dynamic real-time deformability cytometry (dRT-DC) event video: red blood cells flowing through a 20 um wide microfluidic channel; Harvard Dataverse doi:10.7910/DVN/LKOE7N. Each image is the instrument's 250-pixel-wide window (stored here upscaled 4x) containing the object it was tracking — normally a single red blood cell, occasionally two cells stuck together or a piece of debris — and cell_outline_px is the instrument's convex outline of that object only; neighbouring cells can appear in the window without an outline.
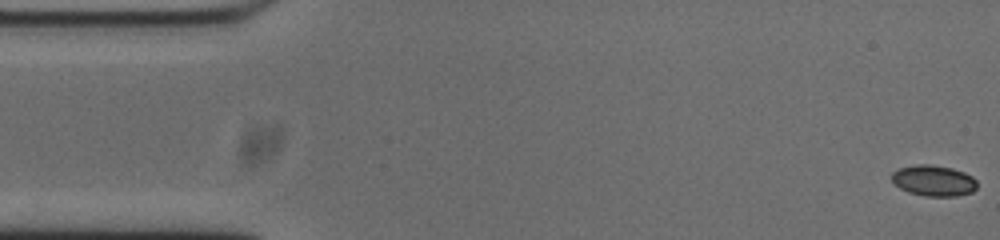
{"species": "common noctule bat (a hibernating species)", "species_latin": "Nyctalus noctula", "temperature_condition": "cold", "stored_images_in_passage": 54, "camera_frame_rate_fps": 3000, "um_per_image_px": 0.085, "animal": {"sex": "male", "body_mass_g": 20.0, "forearm_length_mm": 53.3}, "frame": {"image": 1, "passage_image": 1, "time_ms": 0.0, "image_size_px": [1000, 240], "cell_outline_px": [[976, 188], [972, 192], [956, 196], [924, 196], [908, 192], [900, 188], [892, 180], [892, 172], [900, 168], [916, 164], [932, 164], [952, 168], [964, 172], [972, 176], [976, 180]], "centroid_in_image_um": [79.36, 15.35], "position_along_channel_um": 5.6, "area_um2": 15.37}}
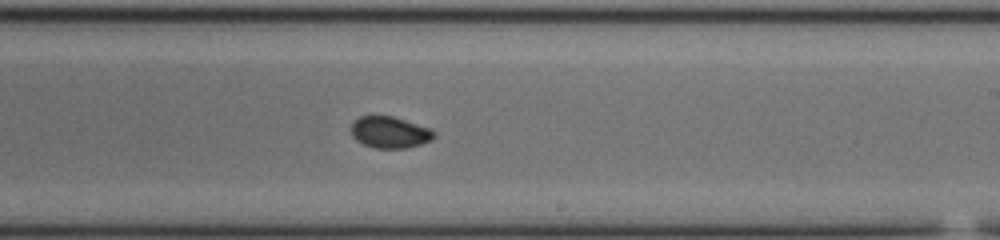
{"frame": {"image": 2, "passage_image": 31, "time_ms": 10.0, "image_size_px": [1000, 240], "cell_outline_px": [[436, 136], [432, 140], [420, 144], [404, 148], [376, 148], [364, 144], [356, 140], [352, 136], [348, 128], [352, 120], [360, 116], [392, 116], [428, 128], [436, 132]], "centroid_in_image_um": [33.07, 11.24], "position_along_channel_um": 255.9, "area_um2": 15.32}}
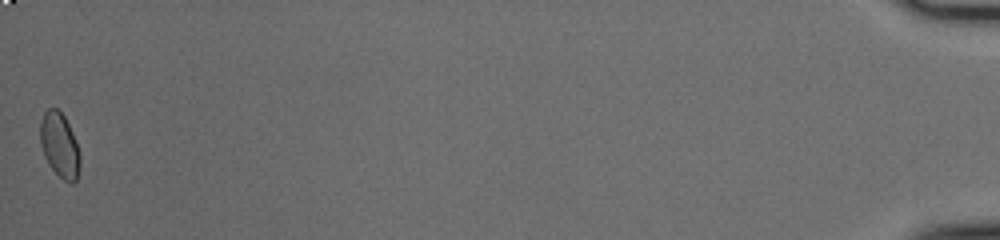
{"frame": {"image": 3, "passage_image": 54, "time_ms": 17.667, "image_size_px": [1000, 240], "cell_outline_px": [[80, 164], [76, 180], [72, 184], [64, 180], [48, 164], [44, 156], [40, 144], [40, 124], [44, 112], [48, 108], [56, 108], [64, 116], [76, 140], [80, 152]], "centroid_in_image_um": [5.07, 12.34], "position_along_channel_um": 430.1, "area_um2": 14.97}, "authors_computed_cell_mechanics": {"area_um2": 15.317, "velocity_mm_per_s": 3.7182, "shape_relaxation_time_tau1_ms": null, "shape_relaxation_time_tau2_ms": 1.1548, "deformation_change_tau1": null, "deformation_change_tau2": 0.0294}}